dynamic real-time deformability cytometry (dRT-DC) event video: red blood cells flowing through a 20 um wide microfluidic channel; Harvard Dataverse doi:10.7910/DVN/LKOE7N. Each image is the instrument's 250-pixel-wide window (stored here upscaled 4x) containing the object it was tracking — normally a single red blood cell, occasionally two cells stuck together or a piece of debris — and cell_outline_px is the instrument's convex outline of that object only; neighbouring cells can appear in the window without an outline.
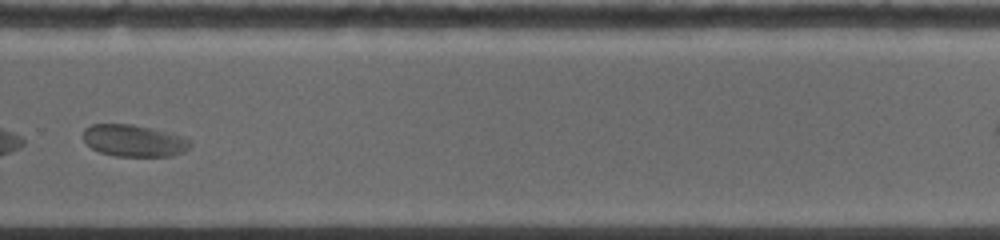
{"species": "common noctule bat (a hibernating species)", "species_latin": "Nyctalus noctula", "temperature_condition": "warm", "stored_images_in_passage": 20, "camera_frame_rate_fps": 5000, "um_per_image_px": 0.085, "animal": {"sex": "female", "body_mass_g": 19.0, "forearm_length_mm": 53.3}, "frame": {"image": 1, "passage_image": 17, "time_ms": 7.0, "image_size_px": [1000, 240], "cell_outline_px": [[192, 144], [184, 152], [172, 156], [116, 156], [100, 152], [92, 148], [84, 140], [84, 128], [92, 124], [132, 124], [180, 136], [192, 140]], "centroid_in_image_um": [11.38, 11.96], "position_along_channel_um": 318.4, "area_um2": 19.65}}